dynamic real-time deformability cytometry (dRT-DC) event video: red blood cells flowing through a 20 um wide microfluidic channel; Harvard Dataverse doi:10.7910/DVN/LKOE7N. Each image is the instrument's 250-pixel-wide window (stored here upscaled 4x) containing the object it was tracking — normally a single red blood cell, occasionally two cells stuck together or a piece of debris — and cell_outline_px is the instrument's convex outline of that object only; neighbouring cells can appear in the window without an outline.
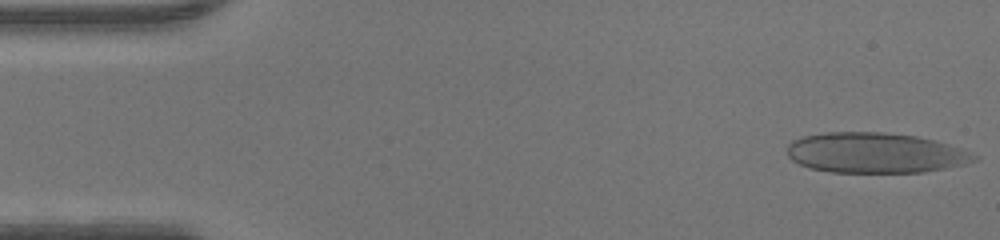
{"species": "human", "species_latin": "Homo sapiens", "temperature_condition": "warm", "stored_images_in_passage": 46, "camera_frame_rate_fps": 3000, "um_per_image_px": 0.085, "donor": {"sex": "male"}, "frame": {"image": 1, "passage_image": 1, "time_ms": 0.0, "image_size_px": [1000, 240], "cell_outline_px": [[980, 156], [976, 160], [964, 164], [944, 168], [920, 172], [832, 172], [812, 168], [800, 164], [792, 160], [788, 156], [788, 144], [792, 140], [804, 136], [828, 132], [884, 132], [916, 136], [932, 140]], "centroid_in_image_um": [74.34, 12.99], "position_along_channel_um": 10.7, "area_um2": 43.35}}
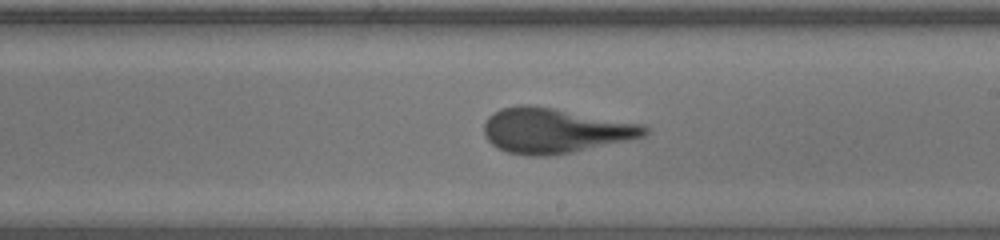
{"frame": {"image": 2, "passage_image": 26, "time_ms": 8.333, "image_size_px": [1000, 240], "cell_outline_px": [[648, 132], [644, 136], [572, 152], [548, 156], [528, 156], [508, 152], [492, 144], [484, 136], [484, 124], [488, 116], [492, 112], [500, 108], [520, 104], [532, 104], [640, 124], [648, 128]], "centroid_in_image_um": [47.08, 11.09], "position_along_channel_um": 241.9, "area_um2": 41.79}}
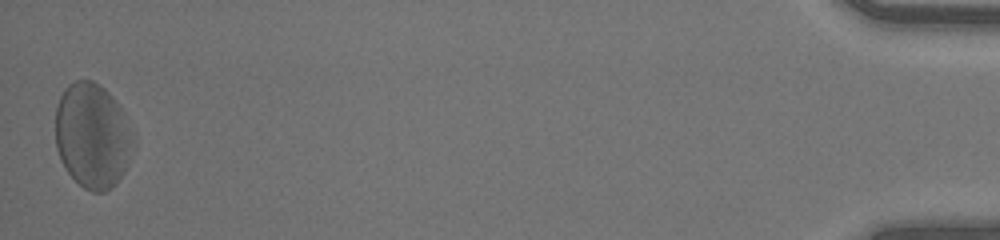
{"frame": {"image": 3, "passage_image": 46, "time_ms": 15.0, "image_size_px": [1000, 240], "cell_outline_px": [[136, 144], [124, 172], [112, 188], [104, 192], [92, 192], [84, 188], [68, 172], [60, 160], [56, 148], [56, 108], [60, 96], [64, 88], [68, 84], [76, 80], [92, 80], [104, 88], [108, 92], [120, 108], [136, 140]], "centroid_in_image_um": [7.86, 11.55], "position_along_channel_um": 427.3, "area_um2": 47.8}}